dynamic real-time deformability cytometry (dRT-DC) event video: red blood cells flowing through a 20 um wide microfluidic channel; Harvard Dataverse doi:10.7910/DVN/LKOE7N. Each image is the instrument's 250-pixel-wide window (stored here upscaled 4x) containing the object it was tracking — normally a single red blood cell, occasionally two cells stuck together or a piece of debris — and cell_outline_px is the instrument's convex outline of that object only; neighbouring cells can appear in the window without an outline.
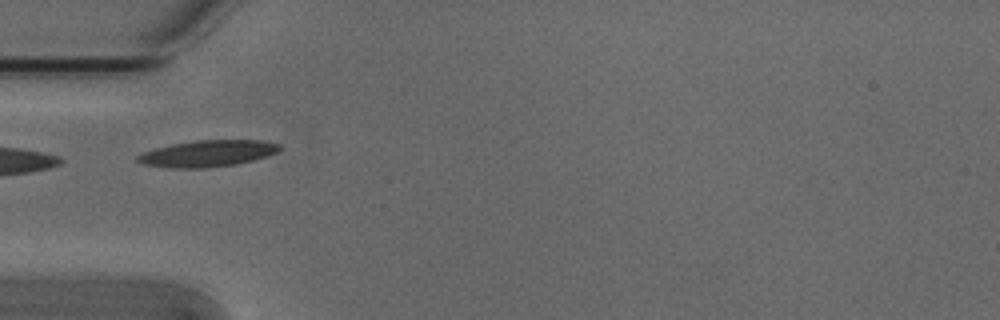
{"species": "Egyptian fruit bat (a non-hibernating species)", "species_latin": "Rousettus aegyptiacus", "temperature_condition": "cold", "stored_images_in_passage": 4, "camera_frame_rate_fps": 3000, "um_per_image_px": 0.085, "animal": {"sex": "male"}, "frame": {"image": 1, "passage_image": 1, "time_ms": 0.0, "image_size_px": [1000, 320], "cell_outline_px": [[280, 148], [276, 152], [268, 156], [236, 164], [204, 168], [168, 168], [140, 164], [136, 160], [136, 156], [144, 152], [156, 148], [172, 144], [196, 140], [260, 140], [280, 144]], "centroid_in_image_um": [17.61, 13.05], "position_along_channel_um": 67.4, "area_um2": 21.91}}
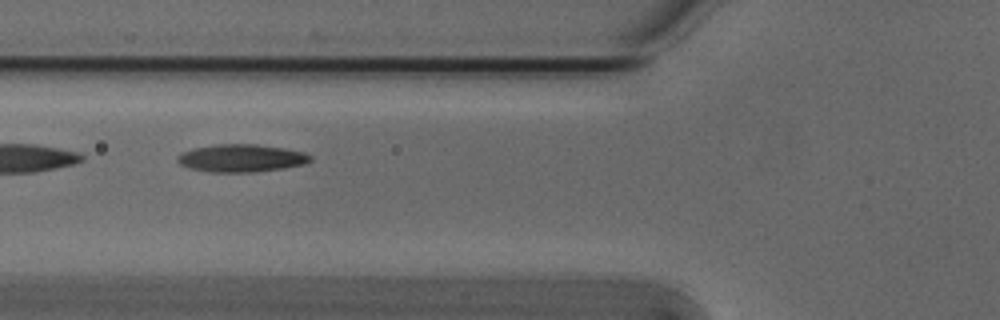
{"frame": {"image": 2, "passage_image": 2, "time_ms": 0.333, "image_size_px": [1000, 320], "cell_outline_px": [[312, 160], [304, 164], [284, 168], [256, 172], [212, 172], [192, 168], [180, 164], [176, 160], [176, 156], [192, 148], [216, 144], [256, 144], [284, 148], [304, 152], [312, 156]], "centroid_in_image_um": [20.53, 13.44], "position_along_channel_um": 105.3, "area_um2": 21.44}}
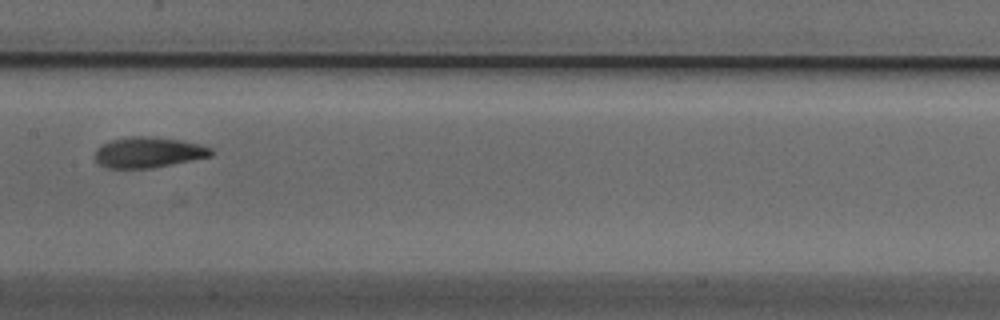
{"frame": {"image": 3, "passage_image": 4, "time_ms": 1.0, "image_size_px": [1000, 320], "cell_outline_px": [[212, 156], [152, 168], [108, 168], [100, 164], [96, 160], [96, 148], [112, 140], [132, 136], [144, 136], [180, 140], [200, 144], [212, 148]], "centroid_in_image_um": [12.63, 12.95], "position_along_channel_um": 194.8, "area_um2": 20.46}}